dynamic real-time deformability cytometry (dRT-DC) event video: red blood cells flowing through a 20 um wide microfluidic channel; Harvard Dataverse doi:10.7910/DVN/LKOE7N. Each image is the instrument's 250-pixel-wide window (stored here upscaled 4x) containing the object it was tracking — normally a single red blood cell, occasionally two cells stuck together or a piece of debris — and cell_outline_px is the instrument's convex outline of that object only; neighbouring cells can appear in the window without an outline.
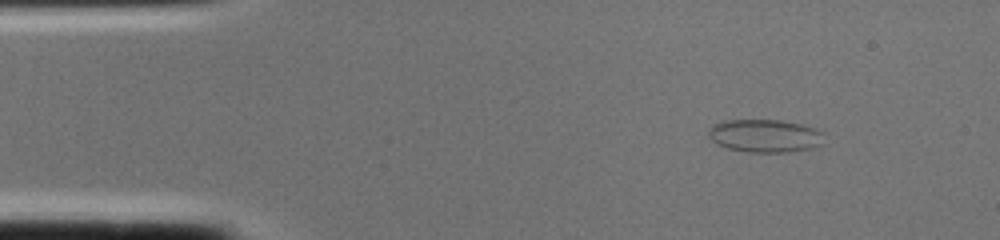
{"species": "common noctule bat (a hibernating species)", "species_latin": "Nyctalus noctula", "temperature_condition": "cold", "stored_images_in_passage": 1, "camera_frame_rate_fps": 3000, "um_per_image_px": 0.085, "animal": {"sex": "female", "body_mass_g": 22.0, "forearm_length_mm": 56.7}, "frame": {"image": 1, "passage_image": 1, "time_ms": 0.0, "image_size_px": [1000, 240], "cell_outline_px": [[824, 132], [820, 144], [812, 148], [788, 152], [748, 152], [728, 148], [716, 144], [708, 136], [708, 132], [712, 124], [724, 120], [780, 120], [804, 124], [816, 128]], "centroid_in_image_um": [65.01, 11.53], "position_along_channel_um": 20.0, "area_um2": 22.37}}